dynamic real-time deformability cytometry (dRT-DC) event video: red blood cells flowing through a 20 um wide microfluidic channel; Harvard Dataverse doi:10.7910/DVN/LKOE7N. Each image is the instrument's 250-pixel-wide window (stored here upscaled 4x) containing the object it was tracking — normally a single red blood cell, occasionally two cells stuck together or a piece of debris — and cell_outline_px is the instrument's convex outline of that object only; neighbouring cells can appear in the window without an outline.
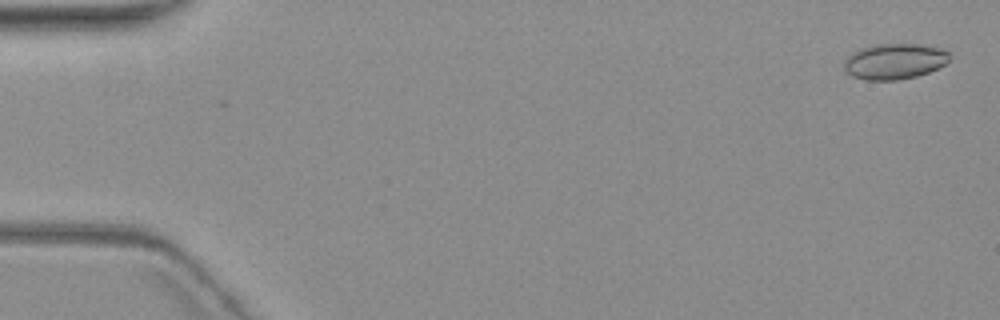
{"species": "common noctule bat (a hibernating species)", "species_latin": "Nyctalus noctula", "temperature_condition": "warm", "stored_images_in_passage": 17, "camera_frame_rate_fps": 3000, "um_per_image_px": 0.085, "animal": {"sex": "female", "body_mass_g": 19.3, "forearm_length_mm": 54.1}, "frame": {"image": 1, "passage_image": 1, "time_ms": 0.0, "image_size_px": [1000, 320], "cell_outline_px": [[948, 60], [944, 64], [928, 72], [916, 76], [896, 80], [864, 80], [852, 76], [844, 68], [844, 64], [848, 56], [852, 52], [860, 48], [876, 44], [920, 44], [940, 48], [948, 52]], "centroid_in_image_um": [76.0, 5.21], "position_along_channel_um": 9.0, "area_um2": 21.73}}
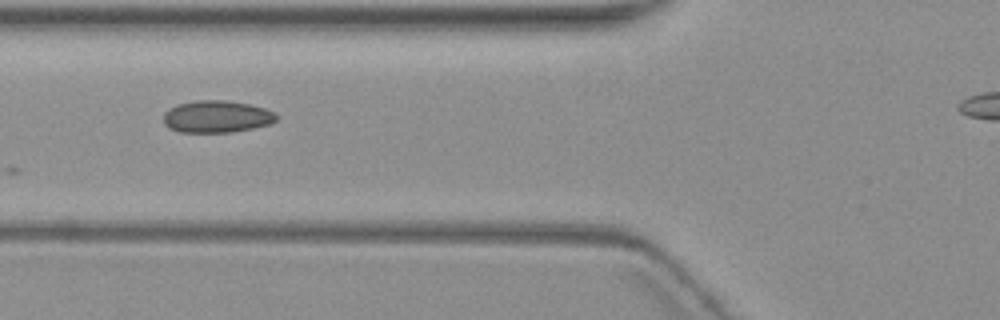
{"frame": {"image": 2, "passage_image": 6, "time_ms": 7.0, "image_size_px": [1000, 320], "cell_outline_px": [[276, 120], [268, 124], [252, 128], [232, 132], [180, 132], [164, 124], [164, 112], [176, 104], [196, 100], [224, 100], [248, 104], [264, 108], [276, 112]], "centroid_in_image_um": [18.41, 9.9], "position_along_channel_um": 107.4, "area_um2": 20.98}}